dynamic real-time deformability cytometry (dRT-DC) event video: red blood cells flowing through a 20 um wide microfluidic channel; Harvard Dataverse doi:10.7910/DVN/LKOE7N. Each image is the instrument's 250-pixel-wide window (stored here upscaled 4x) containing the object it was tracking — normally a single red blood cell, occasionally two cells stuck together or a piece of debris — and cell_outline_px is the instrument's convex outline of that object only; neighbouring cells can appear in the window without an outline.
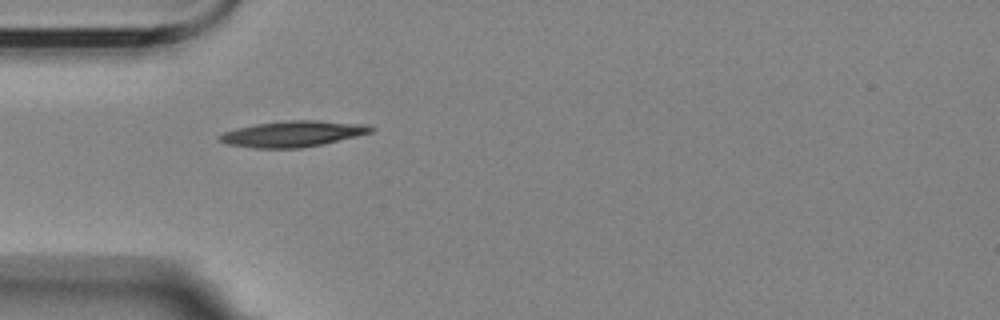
{"species": "Egyptian fruit bat (a non-hibernating species)", "species_latin": "Rousettus aegyptiacus", "temperature_condition": "room temperature", "stored_images_in_passage": 26, "camera_frame_rate_fps": 3000, "um_per_image_px": 0.085, "animal": {"sex": "female"}, "frame": {"image": 1, "passage_image": 1, "time_ms": 0.0, "image_size_px": [1000, 320], "cell_outline_px": [[376, 128], [372, 132], [324, 144], [300, 148], [252, 148], [228, 144], [220, 140], [216, 136], [224, 132], [236, 128], [256, 124], [284, 120], [316, 120], [368, 124]], "centroid_in_image_um": [24.91, 11.37], "position_along_channel_um": 60.1, "area_um2": 23.0}}